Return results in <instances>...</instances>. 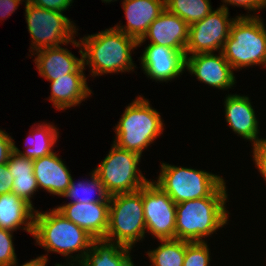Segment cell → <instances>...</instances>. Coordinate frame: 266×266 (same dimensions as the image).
I'll use <instances>...</instances> for the list:
<instances>
[{
	"label": "cell",
	"mask_w": 266,
	"mask_h": 266,
	"mask_svg": "<svg viewBox=\"0 0 266 266\" xmlns=\"http://www.w3.org/2000/svg\"><path fill=\"white\" fill-rule=\"evenodd\" d=\"M12 231L0 228V266H18Z\"/></svg>",
	"instance_id": "obj_29"
},
{
	"label": "cell",
	"mask_w": 266,
	"mask_h": 266,
	"mask_svg": "<svg viewBox=\"0 0 266 266\" xmlns=\"http://www.w3.org/2000/svg\"><path fill=\"white\" fill-rule=\"evenodd\" d=\"M140 60L146 75L156 81L174 79L186 67L185 52L158 44H148Z\"/></svg>",
	"instance_id": "obj_12"
},
{
	"label": "cell",
	"mask_w": 266,
	"mask_h": 266,
	"mask_svg": "<svg viewBox=\"0 0 266 266\" xmlns=\"http://www.w3.org/2000/svg\"><path fill=\"white\" fill-rule=\"evenodd\" d=\"M140 159L138 153L113 143L108 156L94 169L109 196L137 191L149 182L137 169Z\"/></svg>",
	"instance_id": "obj_9"
},
{
	"label": "cell",
	"mask_w": 266,
	"mask_h": 266,
	"mask_svg": "<svg viewBox=\"0 0 266 266\" xmlns=\"http://www.w3.org/2000/svg\"><path fill=\"white\" fill-rule=\"evenodd\" d=\"M145 230L142 188L110 196L108 228L103 240L132 249L136 241L144 238Z\"/></svg>",
	"instance_id": "obj_6"
},
{
	"label": "cell",
	"mask_w": 266,
	"mask_h": 266,
	"mask_svg": "<svg viewBox=\"0 0 266 266\" xmlns=\"http://www.w3.org/2000/svg\"><path fill=\"white\" fill-rule=\"evenodd\" d=\"M158 248L150 250L148 257L152 266H183L186 241L179 239H165Z\"/></svg>",
	"instance_id": "obj_26"
},
{
	"label": "cell",
	"mask_w": 266,
	"mask_h": 266,
	"mask_svg": "<svg viewBox=\"0 0 266 266\" xmlns=\"http://www.w3.org/2000/svg\"><path fill=\"white\" fill-rule=\"evenodd\" d=\"M21 0H0V16L1 18H7L18 7Z\"/></svg>",
	"instance_id": "obj_35"
},
{
	"label": "cell",
	"mask_w": 266,
	"mask_h": 266,
	"mask_svg": "<svg viewBox=\"0 0 266 266\" xmlns=\"http://www.w3.org/2000/svg\"><path fill=\"white\" fill-rule=\"evenodd\" d=\"M90 177L91 181H82L77 184L72 179L69 187L62 196L75 199L69 203H109L110 196L106 193L102 181L94 170ZM94 190L98 191L97 198L92 196Z\"/></svg>",
	"instance_id": "obj_25"
},
{
	"label": "cell",
	"mask_w": 266,
	"mask_h": 266,
	"mask_svg": "<svg viewBox=\"0 0 266 266\" xmlns=\"http://www.w3.org/2000/svg\"><path fill=\"white\" fill-rule=\"evenodd\" d=\"M123 9L127 26L114 28L134 38L137 42L146 34L150 24L165 10V0H124Z\"/></svg>",
	"instance_id": "obj_16"
},
{
	"label": "cell",
	"mask_w": 266,
	"mask_h": 266,
	"mask_svg": "<svg viewBox=\"0 0 266 266\" xmlns=\"http://www.w3.org/2000/svg\"><path fill=\"white\" fill-rule=\"evenodd\" d=\"M102 1H104V2L107 3V2H111L112 0H102ZM115 1H116V0H115Z\"/></svg>",
	"instance_id": "obj_37"
},
{
	"label": "cell",
	"mask_w": 266,
	"mask_h": 266,
	"mask_svg": "<svg viewBox=\"0 0 266 266\" xmlns=\"http://www.w3.org/2000/svg\"><path fill=\"white\" fill-rule=\"evenodd\" d=\"M162 130L163 122L159 112L150 107L148 100L139 96L126 107L115 128L117 137L113 143L142 155L143 149L162 134Z\"/></svg>",
	"instance_id": "obj_5"
},
{
	"label": "cell",
	"mask_w": 266,
	"mask_h": 266,
	"mask_svg": "<svg viewBox=\"0 0 266 266\" xmlns=\"http://www.w3.org/2000/svg\"><path fill=\"white\" fill-rule=\"evenodd\" d=\"M36 54L37 58L34 61L37 70L40 76L48 81L74 73L83 64V56L79 59L61 46L43 49Z\"/></svg>",
	"instance_id": "obj_20"
},
{
	"label": "cell",
	"mask_w": 266,
	"mask_h": 266,
	"mask_svg": "<svg viewBox=\"0 0 266 266\" xmlns=\"http://www.w3.org/2000/svg\"><path fill=\"white\" fill-rule=\"evenodd\" d=\"M146 229L159 240L175 239L176 203L153 181L142 187Z\"/></svg>",
	"instance_id": "obj_11"
},
{
	"label": "cell",
	"mask_w": 266,
	"mask_h": 266,
	"mask_svg": "<svg viewBox=\"0 0 266 266\" xmlns=\"http://www.w3.org/2000/svg\"><path fill=\"white\" fill-rule=\"evenodd\" d=\"M79 50L83 64L91 67L92 76L133 70L131 50L138 42L124 32L109 28L81 39Z\"/></svg>",
	"instance_id": "obj_2"
},
{
	"label": "cell",
	"mask_w": 266,
	"mask_h": 266,
	"mask_svg": "<svg viewBox=\"0 0 266 266\" xmlns=\"http://www.w3.org/2000/svg\"><path fill=\"white\" fill-rule=\"evenodd\" d=\"M148 37L151 40L150 44H158L185 52L189 39V25L165 8L150 24L146 34L138 41V46L145 42Z\"/></svg>",
	"instance_id": "obj_14"
},
{
	"label": "cell",
	"mask_w": 266,
	"mask_h": 266,
	"mask_svg": "<svg viewBox=\"0 0 266 266\" xmlns=\"http://www.w3.org/2000/svg\"><path fill=\"white\" fill-rule=\"evenodd\" d=\"M210 256L207 243L186 241L183 266H209Z\"/></svg>",
	"instance_id": "obj_28"
},
{
	"label": "cell",
	"mask_w": 266,
	"mask_h": 266,
	"mask_svg": "<svg viewBox=\"0 0 266 266\" xmlns=\"http://www.w3.org/2000/svg\"><path fill=\"white\" fill-rule=\"evenodd\" d=\"M56 209L95 240L105 238L108 228L109 203H68Z\"/></svg>",
	"instance_id": "obj_15"
},
{
	"label": "cell",
	"mask_w": 266,
	"mask_h": 266,
	"mask_svg": "<svg viewBox=\"0 0 266 266\" xmlns=\"http://www.w3.org/2000/svg\"><path fill=\"white\" fill-rule=\"evenodd\" d=\"M226 121L232 131L255 144L259 140L258 121L247 96L228 95L225 99Z\"/></svg>",
	"instance_id": "obj_18"
},
{
	"label": "cell",
	"mask_w": 266,
	"mask_h": 266,
	"mask_svg": "<svg viewBox=\"0 0 266 266\" xmlns=\"http://www.w3.org/2000/svg\"><path fill=\"white\" fill-rule=\"evenodd\" d=\"M212 53L193 54L186 56V69L198 80L218 89H227L235 85L232 66L223 56Z\"/></svg>",
	"instance_id": "obj_13"
},
{
	"label": "cell",
	"mask_w": 266,
	"mask_h": 266,
	"mask_svg": "<svg viewBox=\"0 0 266 266\" xmlns=\"http://www.w3.org/2000/svg\"><path fill=\"white\" fill-rule=\"evenodd\" d=\"M7 166L14 178L11 192L32 205L31 195L39 189L33 172V159L22 156L13 150L9 155Z\"/></svg>",
	"instance_id": "obj_23"
},
{
	"label": "cell",
	"mask_w": 266,
	"mask_h": 266,
	"mask_svg": "<svg viewBox=\"0 0 266 266\" xmlns=\"http://www.w3.org/2000/svg\"><path fill=\"white\" fill-rule=\"evenodd\" d=\"M73 0H29V3L47 10L63 12L67 10Z\"/></svg>",
	"instance_id": "obj_31"
},
{
	"label": "cell",
	"mask_w": 266,
	"mask_h": 266,
	"mask_svg": "<svg viewBox=\"0 0 266 266\" xmlns=\"http://www.w3.org/2000/svg\"><path fill=\"white\" fill-rule=\"evenodd\" d=\"M34 207L14 193L0 195V228L14 231L25 225L23 230L33 235Z\"/></svg>",
	"instance_id": "obj_21"
},
{
	"label": "cell",
	"mask_w": 266,
	"mask_h": 266,
	"mask_svg": "<svg viewBox=\"0 0 266 266\" xmlns=\"http://www.w3.org/2000/svg\"><path fill=\"white\" fill-rule=\"evenodd\" d=\"M84 64H82L74 73L58 77L51 81V97L49 100L58 110L77 106L85 100L92 92L87 86Z\"/></svg>",
	"instance_id": "obj_17"
},
{
	"label": "cell",
	"mask_w": 266,
	"mask_h": 266,
	"mask_svg": "<svg viewBox=\"0 0 266 266\" xmlns=\"http://www.w3.org/2000/svg\"><path fill=\"white\" fill-rule=\"evenodd\" d=\"M31 132L32 134L28 136L29 138L31 137L30 139L28 138L30 146L26 147L25 152L20 151L15 146V142H13V150L16 153L33 160L53 153L52 147L58 138L57 128L54 125L52 126L49 123L41 124Z\"/></svg>",
	"instance_id": "obj_24"
},
{
	"label": "cell",
	"mask_w": 266,
	"mask_h": 266,
	"mask_svg": "<svg viewBox=\"0 0 266 266\" xmlns=\"http://www.w3.org/2000/svg\"><path fill=\"white\" fill-rule=\"evenodd\" d=\"M33 170L38 187L50 194L62 196L72 180L66 165L54 152L34 159Z\"/></svg>",
	"instance_id": "obj_19"
},
{
	"label": "cell",
	"mask_w": 266,
	"mask_h": 266,
	"mask_svg": "<svg viewBox=\"0 0 266 266\" xmlns=\"http://www.w3.org/2000/svg\"><path fill=\"white\" fill-rule=\"evenodd\" d=\"M229 10L224 4L217 10L210 12L201 21L189 25V39L185 49V56L189 54L213 53L222 51L225 41L229 37L234 18L230 20ZM214 50V51H213Z\"/></svg>",
	"instance_id": "obj_10"
},
{
	"label": "cell",
	"mask_w": 266,
	"mask_h": 266,
	"mask_svg": "<svg viewBox=\"0 0 266 266\" xmlns=\"http://www.w3.org/2000/svg\"><path fill=\"white\" fill-rule=\"evenodd\" d=\"M222 54L233 70L266 66V29L259 16H237L222 48Z\"/></svg>",
	"instance_id": "obj_4"
},
{
	"label": "cell",
	"mask_w": 266,
	"mask_h": 266,
	"mask_svg": "<svg viewBox=\"0 0 266 266\" xmlns=\"http://www.w3.org/2000/svg\"><path fill=\"white\" fill-rule=\"evenodd\" d=\"M157 182L168 196L177 204L211 196L223 183L220 176L202 170L176 167L162 163Z\"/></svg>",
	"instance_id": "obj_7"
},
{
	"label": "cell",
	"mask_w": 266,
	"mask_h": 266,
	"mask_svg": "<svg viewBox=\"0 0 266 266\" xmlns=\"http://www.w3.org/2000/svg\"><path fill=\"white\" fill-rule=\"evenodd\" d=\"M14 178L9 171L7 163L0 165V195L12 191Z\"/></svg>",
	"instance_id": "obj_33"
},
{
	"label": "cell",
	"mask_w": 266,
	"mask_h": 266,
	"mask_svg": "<svg viewBox=\"0 0 266 266\" xmlns=\"http://www.w3.org/2000/svg\"><path fill=\"white\" fill-rule=\"evenodd\" d=\"M225 182L209 197L186 200L176 204L175 239L204 242L228 221Z\"/></svg>",
	"instance_id": "obj_1"
},
{
	"label": "cell",
	"mask_w": 266,
	"mask_h": 266,
	"mask_svg": "<svg viewBox=\"0 0 266 266\" xmlns=\"http://www.w3.org/2000/svg\"><path fill=\"white\" fill-rule=\"evenodd\" d=\"M25 2V18L34 51L59 47L69 42L76 47H81L80 41L77 42L73 38L76 28L68 17L61 12L32 5L29 0Z\"/></svg>",
	"instance_id": "obj_8"
},
{
	"label": "cell",
	"mask_w": 266,
	"mask_h": 266,
	"mask_svg": "<svg viewBox=\"0 0 266 266\" xmlns=\"http://www.w3.org/2000/svg\"><path fill=\"white\" fill-rule=\"evenodd\" d=\"M48 262L47 256H40L36 259H32L29 262L24 263V265L21 266H46V263Z\"/></svg>",
	"instance_id": "obj_36"
},
{
	"label": "cell",
	"mask_w": 266,
	"mask_h": 266,
	"mask_svg": "<svg viewBox=\"0 0 266 266\" xmlns=\"http://www.w3.org/2000/svg\"><path fill=\"white\" fill-rule=\"evenodd\" d=\"M253 157L259 172L266 181V139L261 138L253 144Z\"/></svg>",
	"instance_id": "obj_30"
},
{
	"label": "cell",
	"mask_w": 266,
	"mask_h": 266,
	"mask_svg": "<svg viewBox=\"0 0 266 266\" xmlns=\"http://www.w3.org/2000/svg\"><path fill=\"white\" fill-rule=\"evenodd\" d=\"M224 3H229L230 5L242 6L249 10H260L266 7V0H223Z\"/></svg>",
	"instance_id": "obj_34"
},
{
	"label": "cell",
	"mask_w": 266,
	"mask_h": 266,
	"mask_svg": "<svg viewBox=\"0 0 266 266\" xmlns=\"http://www.w3.org/2000/svg\"><path fill=\"white\" fill-rule=\"evenodd\" d=\"M33 236L36 243L44 247L47 252L52 251L68 256L80 251L81 254H77L74 260L79 263L84 259L95 240L84 229L63 216L56 208L46 213L36 210Z\"/></svg>",
	"instance_id": "obj_3"
},
{
	"label": "cell",
	"mask_w": 266,
	"mask_h": 266,
	"mask_svg": "<svg viewBox=\"0 0 266 266\" xmlns=\"http://www.w3.org/2000/svg\"><path fill=\"white\" fill-rule=\"evenodd\" d=\"M129 250L131 248L103 239L94 240L79 266H134Z\"/></svg>",
	"instance_id": "obj_22"
},
{
	"label": "cell",
	"mask_w": 266,
	"mask_h": 266,
	"mask_svg": "<svg viewBox=\"0 0 266 266\" xmlns=\"http://www.w3.org/2000/svg\"><path fill=\"white\" fill-rule=\"evenodd\" d=\"M165 7L188 25L201 21L213 11L209 0H165Z\"/></svg>",
	"instance_id": "obj_27"
},
{
	"label": "cell",
	"mask_w": 266,
	"mask_h": 266,
	"mask_svg": "<svg viewBox=\"0 0 266 266\" xmlns=\"http://www.w3.org/2000/svg\"><path fill=\"white\" fill-rule=\"evenodd\" d=\"M12 151V137H10L3 130H0V165L8 162L9 155Z\"/></svg>",
	"instance_id": "obj_32"
}]
</instances>
